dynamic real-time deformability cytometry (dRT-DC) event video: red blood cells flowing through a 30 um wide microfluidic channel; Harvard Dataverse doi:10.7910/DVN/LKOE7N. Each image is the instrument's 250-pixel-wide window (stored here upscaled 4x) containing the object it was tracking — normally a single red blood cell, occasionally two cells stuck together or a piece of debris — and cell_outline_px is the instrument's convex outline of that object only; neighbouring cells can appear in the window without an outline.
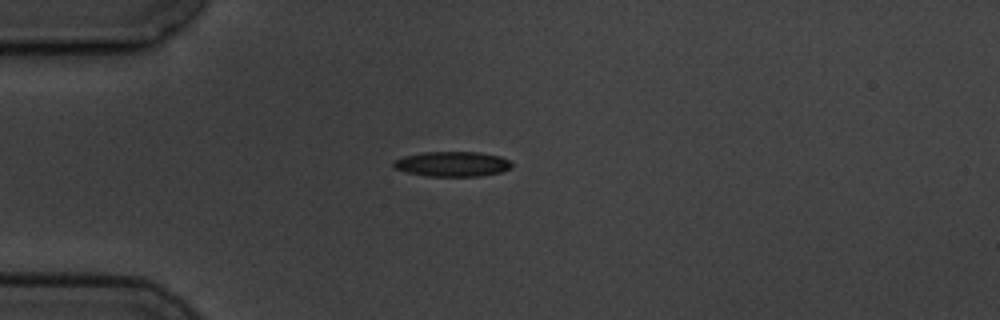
{"species": "common noctule bat (a hibernating species)", "species_latin": "Nyctalus noctula", "temperature_condition": "cold", "stored_images_in_passage": 8, "camera_frame_rate_fps": 3000, "um_per_image_px": 0.085, "animal": {"sex": "male", "body_mass_g": 19.5, "forearm_length_mm": 54.6}, "frame": {"image": 1, "passage_image": 1, "time_ms": 0.0, "image_size_px": [1000, 320], "cell_outline_px": [[512, 168], [500, 172], [480, 176], [428, 176], [408, 172], [396, 168], [392, 164], [392, 160], [404, 156], [424, 152], [480, 152], [500, 156], [508, 160], [512, 164]], "centroid_in_image_um": [38.45, 13.93], "position_along_channel_um": 46.5, "area_um2": 17.17}}
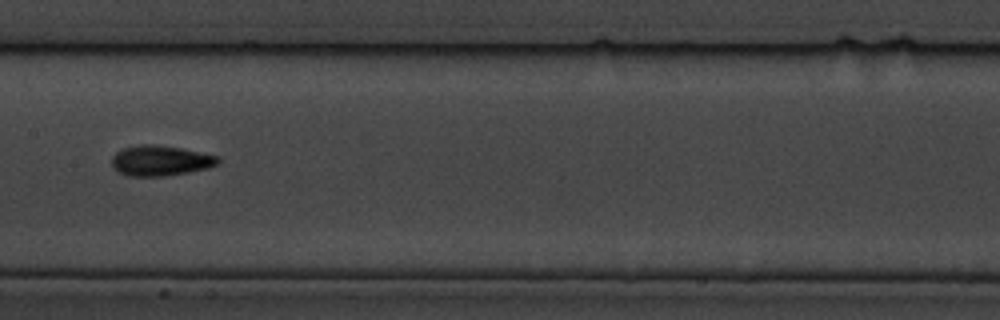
{"frame": {"image": 2, "passage_image": 5, "time_ms": 4.667, "image_size_px": [1000, 320], "cell_outline_px": [[220, 160], [216, 164], [208, 168], [188, 172], [164, 176], [124, 176], [116, 172], [112, 168], [112, 156], [116, 152], [124, 148], [144, 144], [152, 144], [180, 148], [220, 156]], "centroid_in_image_um": [13.6, 13.67], "position_along_channel_um": 193.8, "area_um2": 18.84}}
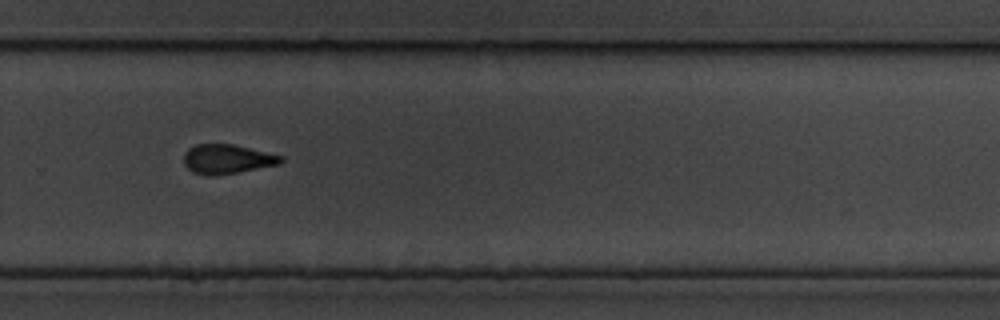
{"frame": {"image": 3, "passage_image": 8, "time_ms": 8.0, "image_size_px": [1000, 320], "cell_outline_px": [[284, 160], [280, 164], [236, 172], [212, 176], [208, 176], [192, 172], [184, 164], [184, 152], [188, 148], [196, 144], [232, 144], [284, 156]], "centroid_in_image_um": [19.29, 13.52], "position_along_channel_um": 310.5, "area_um2": 16.59}}